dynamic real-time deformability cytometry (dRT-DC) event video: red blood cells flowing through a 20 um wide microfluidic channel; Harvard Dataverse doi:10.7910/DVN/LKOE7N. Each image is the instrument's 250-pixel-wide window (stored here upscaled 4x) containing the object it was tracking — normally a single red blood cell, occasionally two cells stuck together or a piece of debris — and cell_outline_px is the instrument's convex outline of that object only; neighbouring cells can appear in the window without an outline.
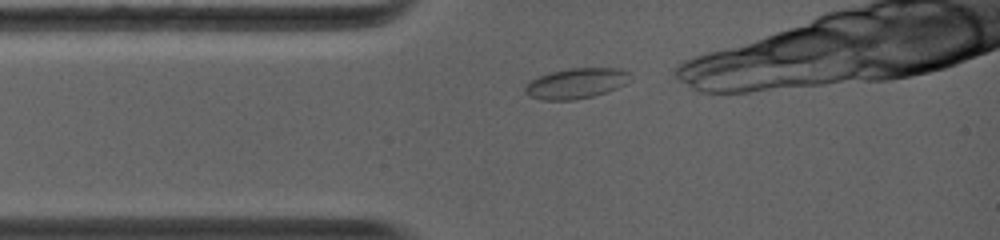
{"species": "common noctule bat (a hibernating species)", "species_latin": "Nyctalus noctula", "temperature_condition": "warm", "stored_images_in_passage": 3, "camera_frame_rate_fps": 5000, "um_per_image_px": 0.085, "animal": {"sex": "female", "body_mass_g": 19.0, "forearm_length_mm": 56.7}, "frame": {"image": 1, "passage_image": 1, "time_ms": 0.0, "image_size_px": [1000, 240], "cell_outline_px": [[628, 72], [624, 84], [616, 88], [592, 96], [572, 100], [544, 100], [528, 96], [524, 92], [524, 88], [532, 80], [548, 72], [572, 68], [620, 68]], "centroid_in_image_um": [48.9, 7.09], "position_along_channel_um": 36.1, "area_um2": 18.21}}
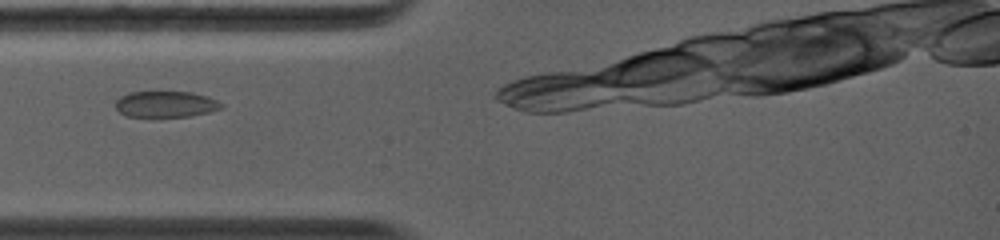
{"frame": {"image": 2, "passage_image": 2, "time_ms": 1.0, "image_size_px": [1000, 240], "cell_outline_px": [[224, 108], [192, 116], [128, 116], [120, 112], [116, 108], [116, 100], [120, 96], [132, 92], [192, 92], [208, 96], [224, 104]], "centroid_in_image_um": [14.13, 8.85], "position_along_channel_um": 70.9, "area_um2": 16.01}}